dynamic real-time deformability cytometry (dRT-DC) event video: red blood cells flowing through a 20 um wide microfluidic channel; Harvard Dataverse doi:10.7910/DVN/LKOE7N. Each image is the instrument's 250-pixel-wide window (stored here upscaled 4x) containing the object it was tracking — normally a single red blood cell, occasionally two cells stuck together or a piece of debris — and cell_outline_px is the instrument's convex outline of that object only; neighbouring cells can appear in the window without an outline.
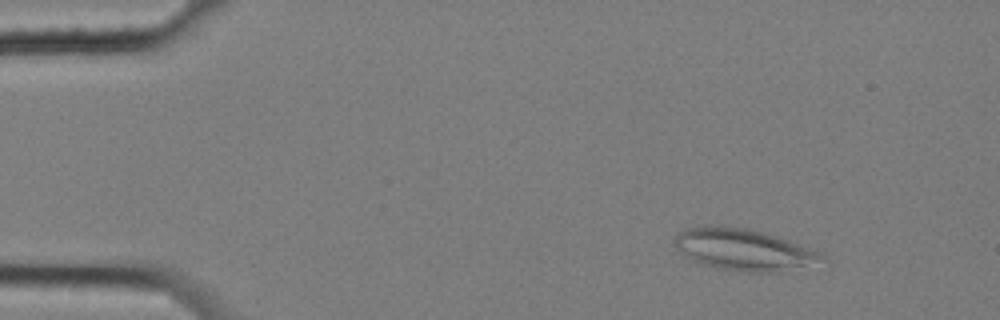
{"species": "common noctule bat (a hibernating species)", "species_latin": "Nyctalus noctula", "temperature_condition": "cold", "stored_images_in_passage": 5, "camera_frame_rate_fps": 3000, "um_per_image_px": 0.085, "animal": {"sex": "female", "body_mass_g": 25.1}, "frame": {"image": 1, "passage_image": 2, "time_ms": 0.333, "image_size_px": [1000, 320], "cell_outline_px": [[832, 264], [780, 272], [748, 272], [716, 268], [692, 260], [684, 256], [676, 248], [672, 240], [684, 228], [696, 224], [748, 228], [776, 236], [816, 248], [824, 252]], "centroid_in_image_um": [63.38, 21.23], "position_along_channel_um": 21.6, "area_um2": 37.28}}